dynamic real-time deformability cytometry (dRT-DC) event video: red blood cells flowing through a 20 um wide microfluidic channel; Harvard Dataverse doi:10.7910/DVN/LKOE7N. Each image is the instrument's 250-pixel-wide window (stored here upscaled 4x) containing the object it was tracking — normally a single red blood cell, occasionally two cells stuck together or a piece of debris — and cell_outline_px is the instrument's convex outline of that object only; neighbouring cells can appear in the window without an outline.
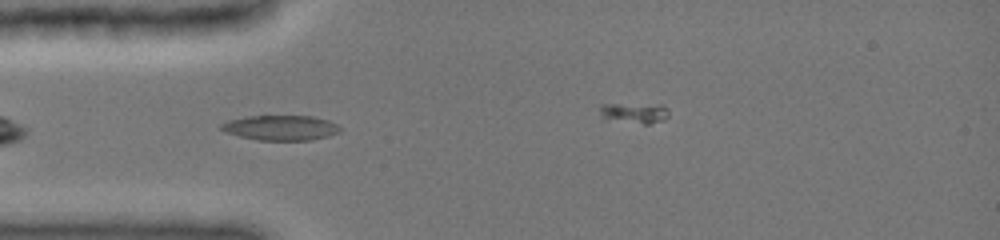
{"species": "common noctule bat (a hibernating species)", "species_latin": "Nyctalus noctula", "temperature_condition": "cold", "stored_images_in_passage": 5, "camera_frame_rate_fps": 3000, "um_per_image_px": 0.085, "animal": {"sex": "female", "body_mass_g": 19.0, "forearm_length_mm": 51.5}, "frame": {"image": 1, "passage_image": 2, "time_ms": 0.333, "image_size_px": [1000, 240], "cell_outline_px": [[340, 132], [328, 136], [312, 140], [260, 140], [240, 136], [224, 132], [220, 128], [220, 124], [228, 120], [248, 116], [312, 116], [328, 120], [336, 124], [340, 128]], "centroid_in_image_um": [23.85, 10.86], "position_along_channel_um": 61.2, "area_um2": 17.28}}